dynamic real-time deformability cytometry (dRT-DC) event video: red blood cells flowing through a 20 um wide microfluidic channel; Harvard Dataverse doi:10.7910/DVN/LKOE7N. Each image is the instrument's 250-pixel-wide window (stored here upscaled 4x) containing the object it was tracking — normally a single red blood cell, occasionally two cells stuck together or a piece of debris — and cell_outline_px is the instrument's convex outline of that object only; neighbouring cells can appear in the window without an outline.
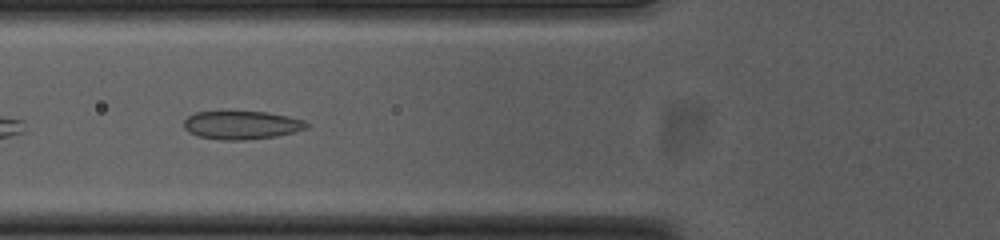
{"species": "common noctule bat (a hibernating species)", "species_latin": "Nyctalus noctula", "temperature_condition": "cold", "stored_images_in_passage": 39, "camera_frame_rate_fps": 3000, "um_per_image_px": 0.085, "animal": {"sex": "female", "body_mass_g": 23.0, "forearm_length_mm": 53.4}, "frame": {"image": 1, "passage_image": 5, "time_ms": 1.333, "image_size_px": [1000, 240], "cell_outline_px": [[308, 128], [276, 136], [244, 140], [224, 140], [200, 136], [188, 132], [184, 128], [184, 120], [188, 116], [196, 112], [268, 112], [288, 116], [304, 120], [308, 124]], "centroid_in_image_um": [20.54, 10.63], "position_along_channel_um": 105.3, "area_um2": 20.06}}
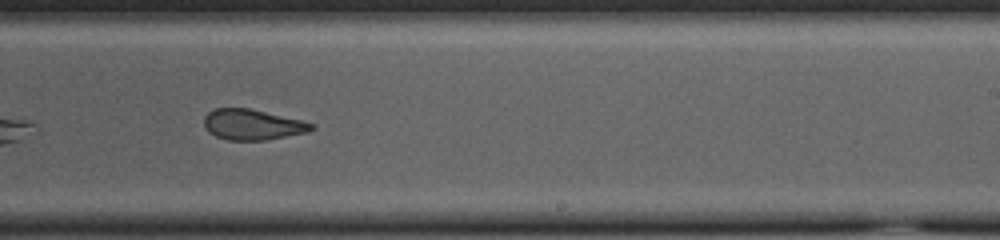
{"frame": {"image": 2, "passage_image": 18, "time_ms": 5.667, "image_size_px": [1000, 240], "cell_outline_px": [[316, 128], [308, 132], [268, 140], [228, 140], [216, 136], [208, 132], [204, 124], [204, 116], [208, 112], [216, 108], [248, 108], [300, 120], [316, 124]], "centroid_in_image_um": [21.47, 10.6], "position_along_channel_um": 267.5, "area_um2": 19.13}}
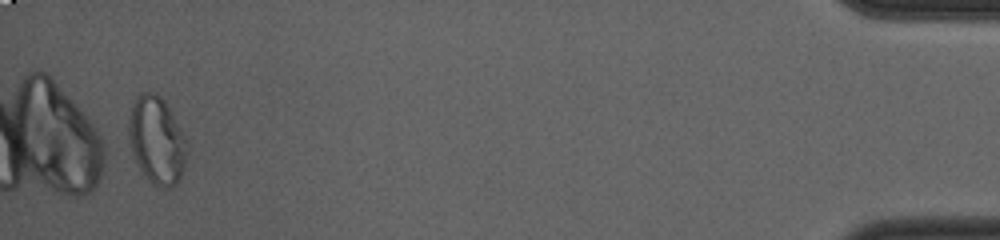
{"frame": {"image": 3, "passage_image": 37, "time_ms": 12.0, "image_size_px": [1000, 240], "cell_outline_px": [[188, 148], [180, 180], [176, 184], [168, 188], [160, 188], [152, 184], [144, 176], [132, 156], [128, 136], [128, 120], [132, 104], [136, 96], [140, 92], [152, 92], [160, 96], [164, 100], [184, 132], [188, 140]], "centroid_in_image_um": [13.32, 11.93], "position_along_channel_um": 421.9, "area_um2": 30.35}, "authors_computed_cell_mechanics": {"area_um2": 20.3456, "velocity_mm_per_s": 3.7502, "shape_relaxation_time_tau1_ms": null, "shape_relaxation_time_tau2_ms": 1.9381, "deformation_change_tau1": null, "deformation_change_tau2": 0.0867}}